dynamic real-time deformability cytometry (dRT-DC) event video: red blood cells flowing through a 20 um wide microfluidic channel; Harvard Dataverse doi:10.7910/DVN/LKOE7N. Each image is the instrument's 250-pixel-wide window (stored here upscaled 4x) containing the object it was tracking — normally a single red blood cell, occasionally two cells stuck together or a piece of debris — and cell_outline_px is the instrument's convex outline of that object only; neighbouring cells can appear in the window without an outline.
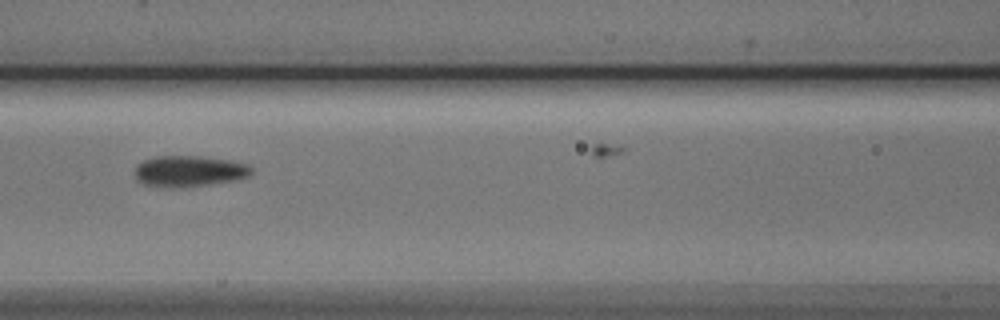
{"species": "Egyptian fruit bat (a non-hibernating species)", "species_latin": "Rousettus aegyptiacus", "temperature_condition": "cold", "stored_images_in_passage": 9, "camera_frame_rate_fps": 3000, "um_per_image_px": 0.085, "animal": {"sex": "male"}, "frame": {"image": 1, "passage_image": 4, "time_ms": 1.0, "image_size_px": [1000, 320], "cell_outline_px": [[252, 172], [248, 176], [240, 180], [180, 188], [160, 188], [144, 184], [136, 180], [136, 164], [144, 160], [156, 156], [200, 156], [232, 160], [248, 164], [252, 168]], "centroid_in_image_um": [16.09, 14.56], "position_along_channel_um": 150.5, "area_um2": 21.56}}
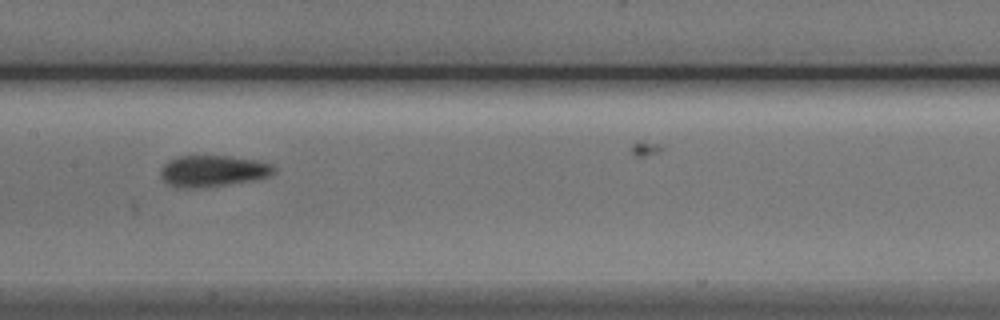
{"frame": {"image": 2, "passage_image": 7, "time_ms": 2.0, "image_size_px": [1000, 320], "cell_outline_px": [[276, 172], [268, 176], [256, 180], [228, 184], [196, 188], [176, 188], [168, 184], [160, 176], [160, 172], [164, 164], [168, 160], [180, 156], [232, 156], [256, 160], [272, 164], [276, 168]], "centroid_in_image_um": [18.1, 14.53], "position_along_channel_um": 189.3, "area_um2": 20.87}}